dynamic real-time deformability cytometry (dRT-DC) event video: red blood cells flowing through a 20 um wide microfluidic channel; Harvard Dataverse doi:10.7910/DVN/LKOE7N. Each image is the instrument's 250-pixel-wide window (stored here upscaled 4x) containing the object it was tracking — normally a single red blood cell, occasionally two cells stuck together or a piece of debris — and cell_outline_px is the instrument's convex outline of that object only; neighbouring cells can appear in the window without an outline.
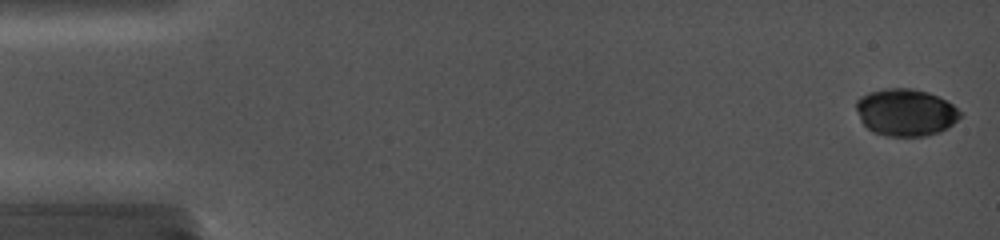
{"species": "common noctule bat (a hibernating species)", "species_latin": "Nyctalus noctula", "temperature_condition": "cold", "stored_images_in_passage": 45, "camera_frame_rate_fps": 5000, "um_per_image_px": 0.085, "animal": {"sex": "female", "body_mass_g": 19.0, "forearm_length_mm": 56.7}, "frame": {"image": 1, "passage_image": 1, "time_ms": 0.0, "image_size_px": [1000, 240], "cell_outline_px": [[964, 112], [948, 128], [940, 132], [924, 136], [888, 136], [872, 132], [860, 120], [856, 108], [856, 100], [860, 96], [868, 92], [888, 88], [912, 88], [928, 92], [952, 104]], "centroid_in_image_um": [76.97, 9.55], "position_along_channel_um": 8.0, "area_um2": 28.67}}
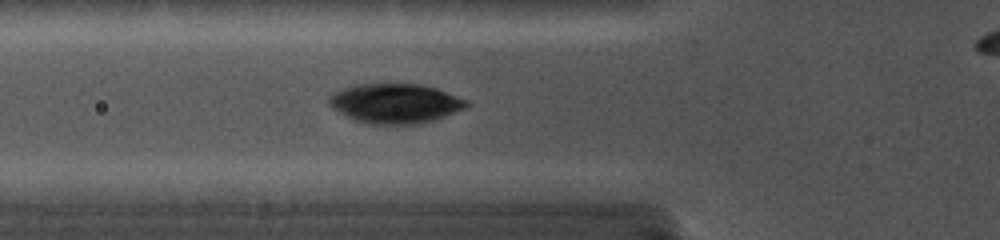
{"frame": {"image": 2, "passage_image": 18, "time_ms": 6.0, "image_size_px": [1000, 240], "cell_outline_px": [[472, 104], [464, 108], [444, 116], [420, 124], [368, 124], [352, 120], [332, 108], [328, 104], [328, 96], [340, 88], [352, 84], [420, 84], [436, 88], [468, 100]], "centroid_in_image_um": [33.54, 8.78], "position_along_channel_um": 92.3, "area_um2": 32.02}}
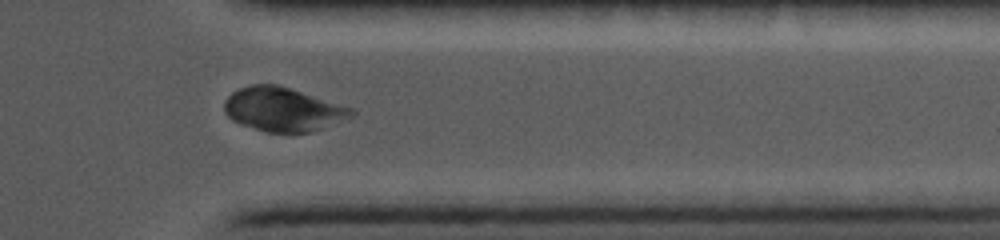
{"frame": {"image": 3, "passage_image": 40, "time_ms": 13.8, "image_size_px": [1000, 240], "cell_outline_px": [[356, 112], [352, 116], [320, 128], [308, 132], [268, 132], [240, 124], [232, 120], [224, 112], [224, 100], [232, 92], [240, 88], [252, 84], [276, 84], [352, 108]], "centroid_in_image_um": [23.99, 9.29], "position_along_channel_um": 387.4, "area_um2": 31.91}}